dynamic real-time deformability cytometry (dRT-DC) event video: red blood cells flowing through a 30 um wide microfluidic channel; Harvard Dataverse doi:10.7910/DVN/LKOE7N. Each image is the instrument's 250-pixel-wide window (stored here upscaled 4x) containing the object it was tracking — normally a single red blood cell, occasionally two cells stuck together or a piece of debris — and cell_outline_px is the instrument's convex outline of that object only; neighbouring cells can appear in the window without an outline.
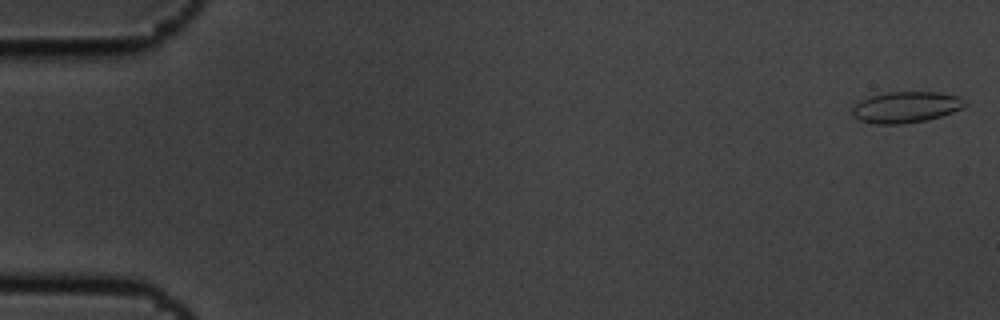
{"species": "common noctule bat (a hibernating species)", "species_latin": "Nyctalus noctula", "temperature_condition": "cold", "stored_images_in_passage": 7, "camera_frame_rate_fps": 3000, "um_per_image_px": 0.085, "animal": {"sex": "male", "body_mass_g": 19.5, "forearm_length_mm": 54.6}, "frame": {"image": 1, "passage_image": 1, "time_ms": 0.0, "image_size_px": [1000, 320], "cell_outline_px": [[968, 104], [964, 108], [940, 116], [924, 120], [900, 124], [876, 124], [860, 120], [852, 112], [852, 108], [860, 100], [872, 96], [888, 92], [940, 92], [956, 96]], "centroid_in_image_um": [77.01, 9.1], "position_along_channel_um": 8.0, "area_um2": 20.11}}
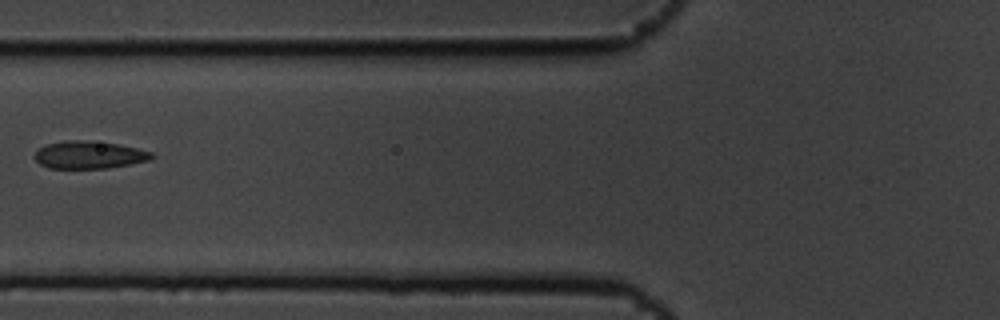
{"frame": {"image": 2, "passage_image": 6, "time_ms": 1.667, "image_size_px": [1000, 320], "cell_outline_px": [[156, 156], [152, 160], [132, 164], [108, 168], [48, 168], [40, 164], [32, 156], [44, 144], [64, 140], [84, 140], [120, 144], [152, 152]], "centroid_in_image_um": [7.59, 13.16], "position_along_channel_um": 118.2, "area_um2": 19.07}}
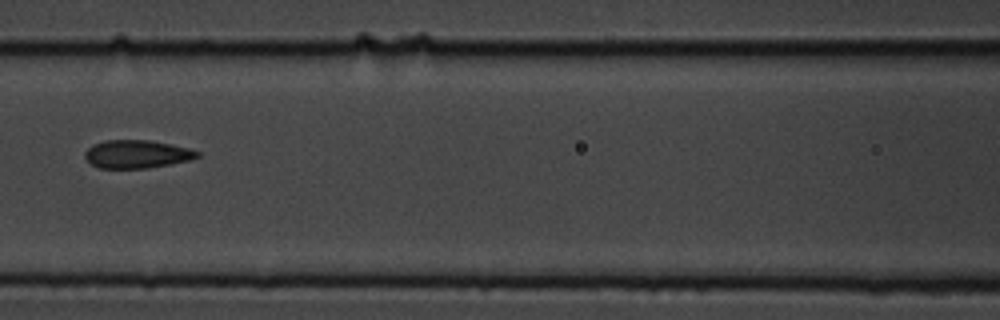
{"frame": {"image": 3, "passage_image": 7, "time_ms": 2.0, "image_size_px": [1000, 320], "cell_outline_px": [[200, 156], [192, 160], [148, 168], [100, 168], [92, 164], [84, 156], [84, 152], [92, 144], [104, 140], [148, 140], [188, 148], [200, 152]], "centroid_in_image_um": [11.63, 13.1], "position_along_channel_um": 155.0, "area_um2": 18.38}}